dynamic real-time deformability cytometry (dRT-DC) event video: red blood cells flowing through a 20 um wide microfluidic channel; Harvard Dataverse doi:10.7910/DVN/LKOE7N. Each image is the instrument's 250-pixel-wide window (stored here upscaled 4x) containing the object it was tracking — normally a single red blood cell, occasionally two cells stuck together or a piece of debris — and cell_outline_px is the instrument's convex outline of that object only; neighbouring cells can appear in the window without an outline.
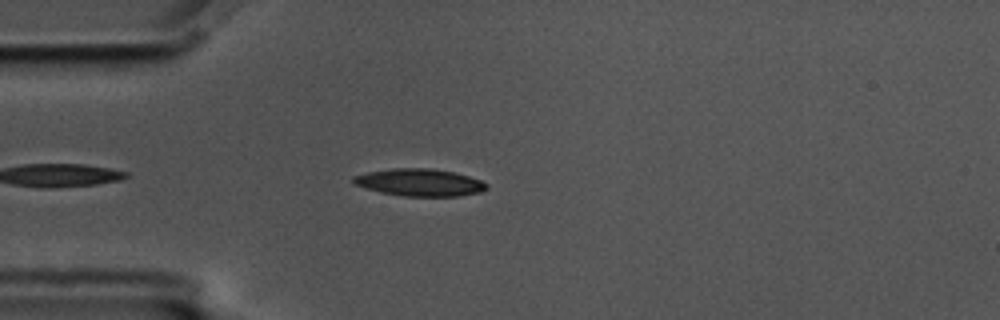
{"species": "common noctule bat (a hibernating species)", "species_latin": "Nyctalus noctula", "temperature_condition": "cold", "stored_images_in_passage": 10, "camera_frame_rate_fps": 3000, "um_per_image_px": 0.085, "animal": {"sex": "male", "body_mass_g": 17.5, "forearm_length_mm": 52.3}, "frame": {"image": 1, "passage_image": 5, "time_ms": 1.333, "image_size_px": [1000, 320], "cell_outline_px": [[488, 188], [480, 192], [460, 196], [404, 196], [380, 192], [356, 184], [352, 180], [352, 176], [368, 172], [392, 168], [432, 168], [452, 172], [468, 176], [480, 180], [488, 184]], "centroid_in_image_um": [35.69, 15.5], "position_along_channel_um": 49.3, "area_um2": 21.04}}